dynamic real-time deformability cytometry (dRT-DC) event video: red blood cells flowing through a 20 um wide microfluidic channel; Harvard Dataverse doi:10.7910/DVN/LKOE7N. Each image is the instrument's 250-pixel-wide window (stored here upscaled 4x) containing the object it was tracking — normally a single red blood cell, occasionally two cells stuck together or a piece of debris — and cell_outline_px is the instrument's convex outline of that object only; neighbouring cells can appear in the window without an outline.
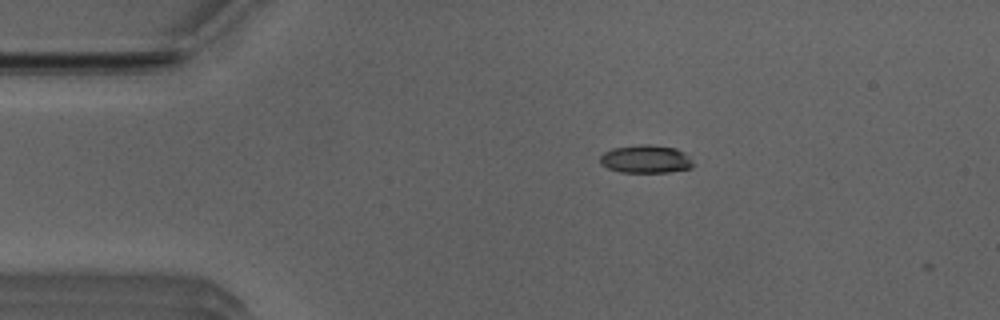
{"species": "Egyptian fruit bat (a non-hibernating species)", "species_latin": "Rousettus aegyptiacus", "temperature_condition": "room temperature", "stored_images_in_passage": 4, "camera_frame_rate_fps": 3000, "um_per_image_px": 0.085, "animal": {"sex": "male"}, "frame": {"image": 1, "passage_image": 2, "time_ms": 0.333, "image_size_px": [1000, 320], "cell_outline_px": [[696, 164], [692, 168], [668, 172], [620, 172], [608, 168], [600, 164], [600, 156], [604, 152], [612, 148], [640, 144], [648, 144], [676, 148], [684, 152]], "centroid_in_image_um": [54.91, 13.52], "position_along_channel_um": 30.1, "area_um2": 15.37}}